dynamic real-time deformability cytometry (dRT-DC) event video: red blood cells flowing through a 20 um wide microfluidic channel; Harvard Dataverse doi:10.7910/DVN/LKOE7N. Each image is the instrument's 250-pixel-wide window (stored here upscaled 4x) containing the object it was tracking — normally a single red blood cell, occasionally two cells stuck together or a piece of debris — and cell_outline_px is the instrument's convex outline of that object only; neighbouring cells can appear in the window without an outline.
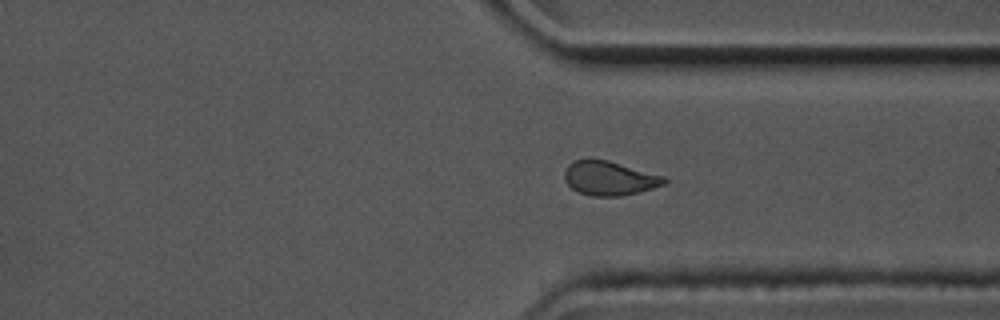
{"species": "common noctule bat (a hibernating species)", "species_latin": "Nyctalus noctula", "temperature_condition": "cold", "stored_images_in_passage": 49, "camera_frame_rate_fps": 3000, "um_per_image_px": 0.085, "animal": {"sex": "male", "body_mass_g": 17.5, "forearm_length_mm": 52.3}, "frame": {"image": 1, "passage_image": 35, "time_ms": 11.333, "image_size_px": [1000, 320], "cell_outline_px": [[668, 180], [664, 184], [652, 188], [620, 196], [592, 196], [576, 192], [564, 180], [564, 172], [568, 164], [576, 160], [588, 156], [608, 160], [664, 176]], "centroid_in_image_um": [51.74, 15.12], "position_along_channel_um": 359.7, "area_um2": 20.11}, "authors_computed_cell_mechanics": {"area_um2": 20.808, "velocity_mm_per_s": 3.5817, "shape_relaxation_time_tau1_ms": 4.2714, "shape_relaxation_time_tau2_ms": 2.5075, "deformation_change_tau1": 0.1054, "deformation_change_tau2": 0.0542}}